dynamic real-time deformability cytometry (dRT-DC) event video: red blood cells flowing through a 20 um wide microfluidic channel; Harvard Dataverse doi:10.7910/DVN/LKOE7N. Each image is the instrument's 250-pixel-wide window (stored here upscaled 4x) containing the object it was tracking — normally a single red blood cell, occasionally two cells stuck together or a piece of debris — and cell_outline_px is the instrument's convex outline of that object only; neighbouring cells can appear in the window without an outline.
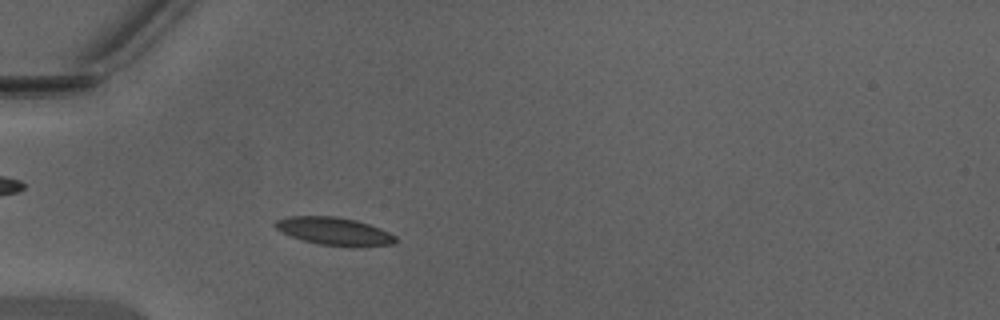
{"species": "Egyptian fruit bat (a non-hibernating species)", "species_latin": "Rousettus aegyptiacus", "temperature_condition": "warm", "stored_images_in_passage": 39, "camera_frame_rate_fps": 3000, "um_per_image_px": 0.085, "animal": {"sex": "male"}, "frame": {"image": 1, "passage_image": 6, "time_ms": 1.667, "image_size_px": [1000, 320], "cell_outline_px": [[396, 244], [352, 248], [320, 244], [304, 240], [280, 232], [276, 228], [276, 220], [288, 216], [336, 216], [356, 220], [380, 228], [396, 236]], "centroid_in_image_um": [28.46, 19.67], "position_along_channel_um": 56.5, "area_um2": 19.65}}
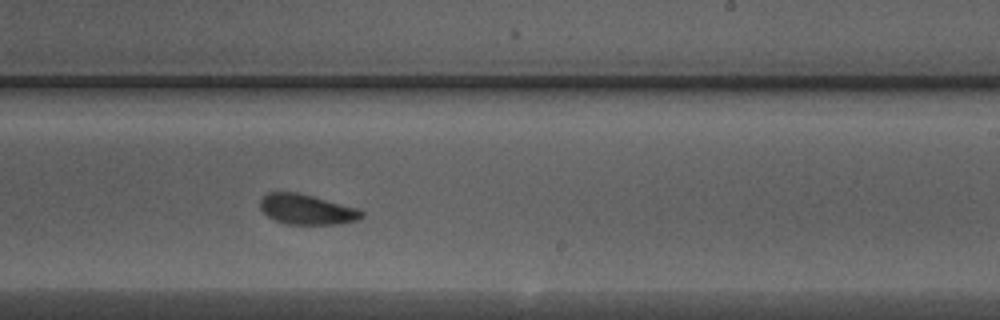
{"frame": {"image": 2, "passage_image": 21, "time_ms": 6.667, "image_size_px": [1000, 320], "cell_outline_px": [[364, 216], [356, 220], [340, 224], [284, 224], [268, 216], [260, 208], [260, 200], [268, 192], [296, 192], [360, 208], [364, 212]], "centroid_in_image_um": [26.1, 17.8], "position_along_channel_um": 262.9, "area_um2": 17.86}}
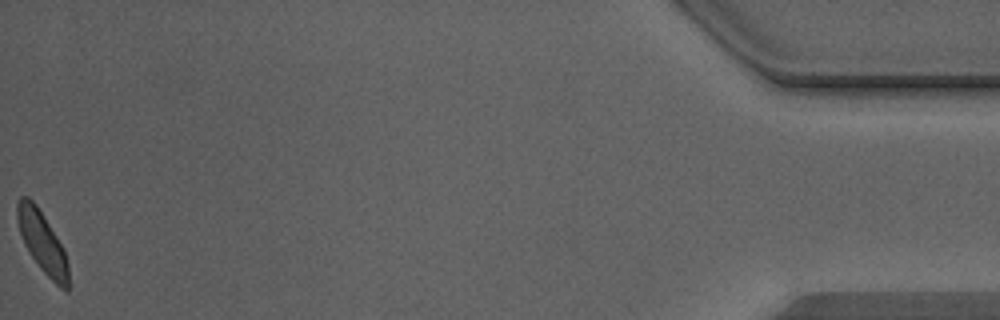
{"frame": {"image": 3, "passage_image": 39, "time_ms": 12.667, "image_size_px": [1000, 320], "cell_outline_px": [[68, 292], [64, 292], [40, 268], [28, 252], [24, 244], [20, 232], [16, 216], [16, 204], [20, 196], [28, 196], [36, 204], [64, 248], [68, 264]], "centroid_in_image_um": [3.59, 20.59], "position_along_channel_um": 431.6, "area_um2": 18.26}, "authors_computed_cell_mechanics": {"area_um2": 18.496, "velocity_mm_per_s": 4.3461, "shape_relaxation_time_tau1_ms": 1.5357, "shape_relaxation_time_tau2_ms": 1.8816, "deformation_change_tau1": 0.0648, "deformation_change_tau2": 0.0547}}